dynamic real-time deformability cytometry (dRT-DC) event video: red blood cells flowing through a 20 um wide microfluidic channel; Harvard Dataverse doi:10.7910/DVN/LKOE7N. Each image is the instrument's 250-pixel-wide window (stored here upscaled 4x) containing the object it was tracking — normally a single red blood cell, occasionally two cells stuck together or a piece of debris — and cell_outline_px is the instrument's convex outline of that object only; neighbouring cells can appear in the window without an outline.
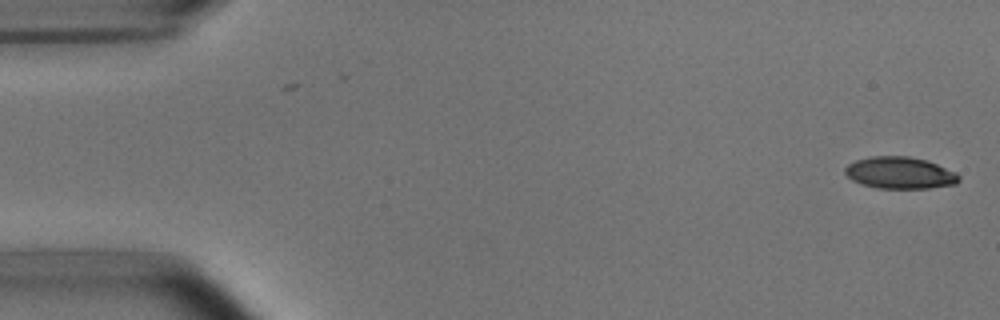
{"species": "common noctule bat (a hibernating species)", "species_latin": "Nyctalus noctula", "temperature_condition": "room temperature", "stored_images_in_passage": 2, "camera_frame_rate_fps": 3000, "um_per_image_px": 0.085, "animal": {"sex": "male", "body_mass_g": 15.6}, "frame": {"image": 1, "passage_image": 2, "time_ms": 1.0, "image_size_px": [1000, 320], "cell_outline_px": [[960, 180], [956, 184], [928, 188], [876, 188], [852, 180], [844, 172], [844, 168], [848, 164], [856, 160], [872, 156], [908, 156], [928, 160], [956, 172], [960, 176]], "centroid_in_image_um": [76.51, 14.68], "position_along_channel_um": 8.5, "area_um2": 21.15}}